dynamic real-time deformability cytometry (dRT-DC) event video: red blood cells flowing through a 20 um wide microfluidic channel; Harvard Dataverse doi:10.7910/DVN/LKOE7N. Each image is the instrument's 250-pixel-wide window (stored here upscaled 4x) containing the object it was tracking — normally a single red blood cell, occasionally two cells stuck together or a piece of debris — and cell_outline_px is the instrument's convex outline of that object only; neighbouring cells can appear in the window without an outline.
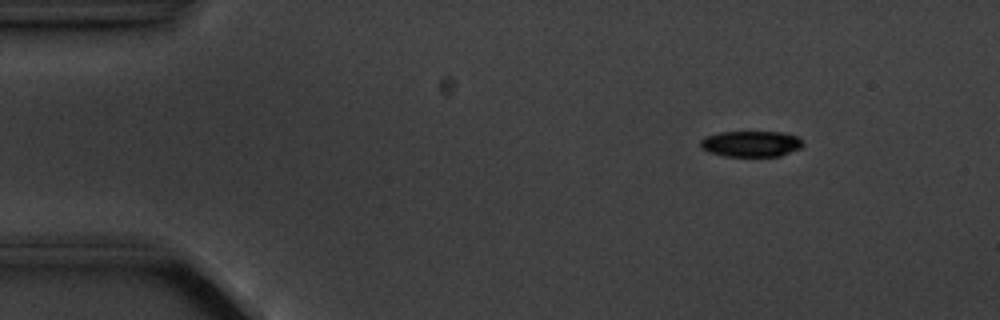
{"species": "common noctule bat (a hibernating species)", "species_latin": "Nyctalus noctula", "temperature_condition": "cold", "stored_images_in_passage": 7, "camera_frame_rate_fps": 3000, "um_per_image_px": 0.085, "animal": {"sex": "male", "body_mass_g": 20.1, "forearm_length_mm": 53.5}, "frame": {"image": 1, "passage_image": 3, "time_ms": 2.333, "image_size_px": [1000, 320], "cell_outline_px": [[804, 144], [800, 148], [780, 156], [724, 156], [700, 148], [700, 140], [704, 136], [720, 132], [784, 132], [796, 136]], "centroid_in_image_um": [63.82, 12.22], "position_along_channel_um": 21.2, "area_um2": 15.43}}